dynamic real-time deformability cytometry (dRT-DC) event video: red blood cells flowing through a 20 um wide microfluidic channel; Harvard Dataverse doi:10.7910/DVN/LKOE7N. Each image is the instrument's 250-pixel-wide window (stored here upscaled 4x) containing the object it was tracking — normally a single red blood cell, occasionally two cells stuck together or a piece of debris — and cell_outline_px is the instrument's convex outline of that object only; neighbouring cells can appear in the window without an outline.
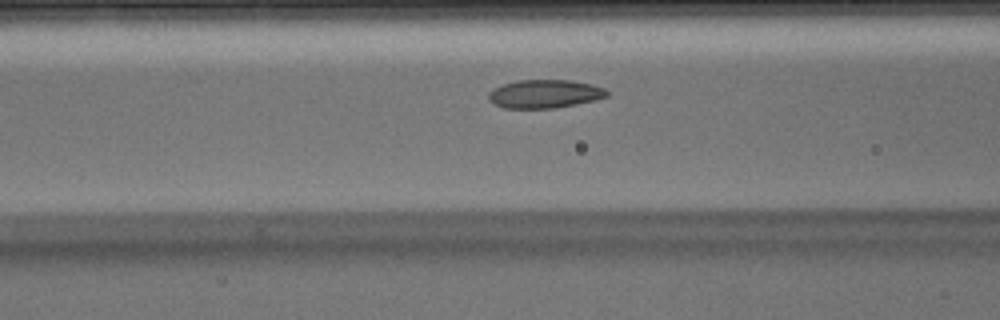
{"species": "Egyptian fruit bat (a non-hibernating species)", "species_latin": "Rousettus aegyptiacus", "temperature_condition": "warm", "stored_images_in_passage": 38, "camera_frame_rate_fps": 3000, "um_per_image_px": 0.085, "animal": {"sex": "male"}, "frame": {"image": 1, "passage_image": 10, "time_ms": 3.0, "image_size_px": [1000, 320], "cell_outline_px": [[608, 96], [596, 100], [556, 108], [504, 108], [492, 104], [488, 100], [488, 92], [504, 84], [520, 80], [572, 80], [592, 84], [604, 88], [608, 92]], "centroid_in_image_um": [46.3, 7.99], "position_along_channel_um": 120.3, "area_um2": 19.65}}
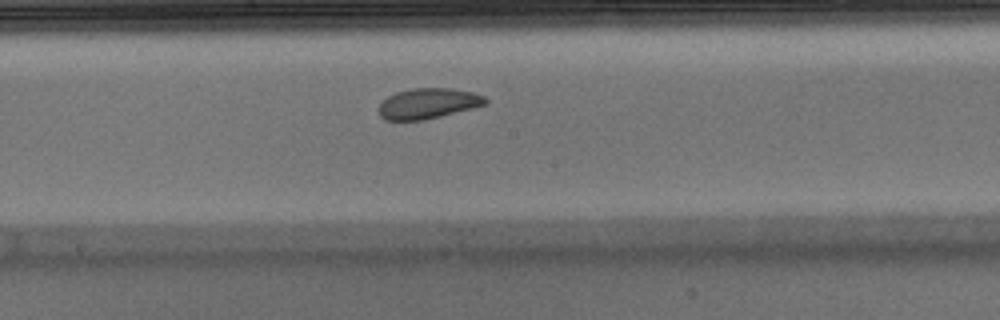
{"frame": {"image": 2, "passage_image": 17, "time_ms": 5.333, "image_size_px": [1000, 320], "cell_outline_px": [[488, 104], [424, 120], [384, 120], [380, 116], [380, 104], [388, 96], [396, 92], [412, 88], [452, 88], [472, 92], [484, 96], [488, 100]], "centroid_in_image_um": [36.4, 8.79], "position_along_channel_um": 211.8, "area_um2": 18.84}}
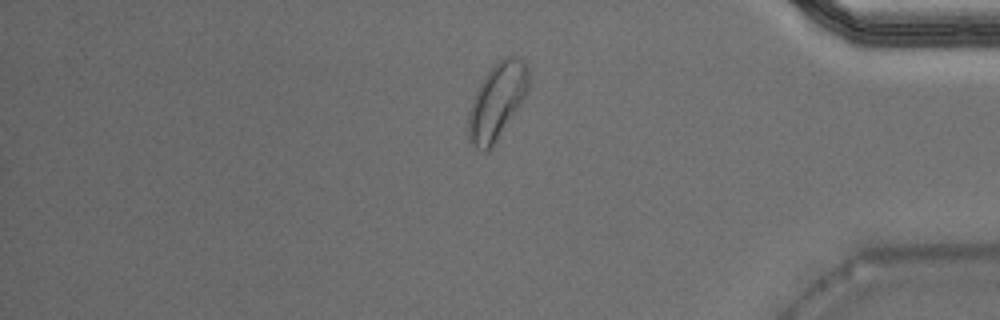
{"frame": {"image": 3, "passage_image": 33, "time_ms": 10.667, "image_size_px": [1000, 320], "cell_outline_px": [[528, 92], [524, 100], [492, 148], [488, 152], [484, 152], [476, 148], [468, 140], [468, 112], [472, 100], [480, 84], [488, 72], [504, 56], [520, 56], [524, 60], [528, 68]], "centroid_in_image_um": [42.26, 8.64], "position_along_channel_um": 392.9, "area_um2": 26.88}, "authors_computed_cell_mechanics": {"area_um2": 19.7965, "velocity_mm_per_s": 3.9174, "shape_relaxation_time_tau1_ms": 3.8464, "shape_relaxation_time_tau2_ms": 2.1171, "deformation_change_tau1": 0.0997, "deformation_change_tau2": 0.0637}}